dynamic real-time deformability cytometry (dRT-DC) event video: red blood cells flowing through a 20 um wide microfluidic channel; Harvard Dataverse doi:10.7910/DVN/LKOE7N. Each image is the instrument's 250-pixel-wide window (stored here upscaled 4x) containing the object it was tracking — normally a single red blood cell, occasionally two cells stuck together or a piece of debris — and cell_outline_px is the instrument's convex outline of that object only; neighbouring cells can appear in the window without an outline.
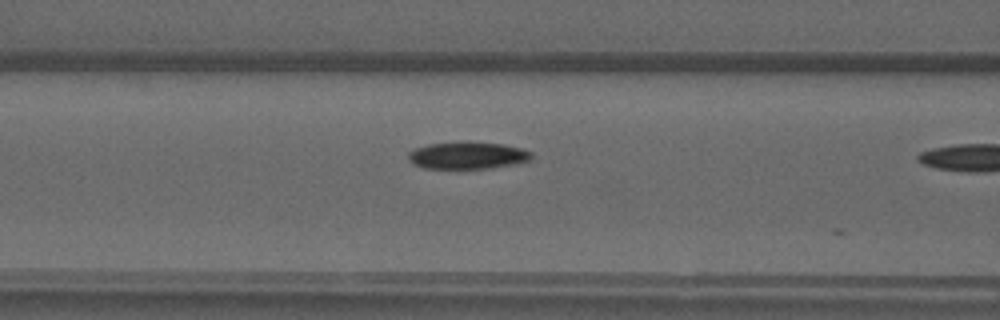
{"species": "common noctule bat (a hibernating species)", "species_latin": "Nyctalus noctula", "temperature_condition": "warm", "stored_images_in_passage": 9, "camera_frame_rate_fps": 3000, "um_per_image_px": 0.085, "animal": {"sex": "male", "forearm_length_mm": 52.5}, "frame": {"image": 1, "passage_image": 8, "time_ms": 2.333, "image_size_px": [1000, 320], "cell_outline_px": [[532, 156], [528, 160], [512, 164], [488, 168], [424, 168], [412, 164], [408, 160], [408, 152], [416, 148], [428, 144], [504, 144], [520, 148], [532, 152]], "centroid_in_image_um": [39.7, 13.25], "position_along_channel_um": 126.9, "area_um2": 18.55}}